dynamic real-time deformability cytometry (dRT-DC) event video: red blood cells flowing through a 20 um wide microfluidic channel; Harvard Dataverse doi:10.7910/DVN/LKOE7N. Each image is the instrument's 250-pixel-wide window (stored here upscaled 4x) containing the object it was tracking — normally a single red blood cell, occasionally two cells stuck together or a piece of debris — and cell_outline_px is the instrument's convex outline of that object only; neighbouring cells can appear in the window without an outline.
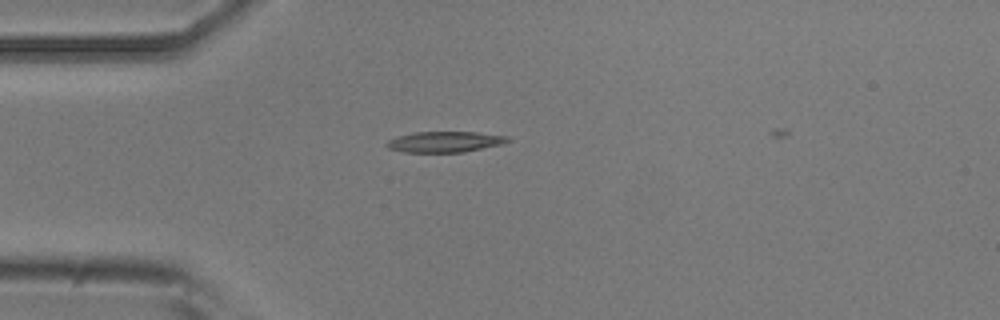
{"species": "common noctule bat (a hibernating species)", "species_latin": "Nyctalus noctula", "temperature_condition": "room temperature", "stored_images_in_passage": 38, "camera_frame_rate_fps": 3000, "um_per_image_px": 0.085, "animal": {"sex": "male", "body_mass_g": 20.5, "forearm_length_mm": 52.5}, "frame": {"image": 1, "passage_image": 1, "time_ms": 0.0, "image_size_px": [1000, 320], "cell_outline_px": [[512, 140], [504, 144], [464, 152], [404, 152], [388, 148], [384, 144], [388, 140], [396, 136], [416, 132], [476, 132], [508, 136]], "centroid_in_image_um": [37.83, 12.05], "position_along_channel_um": 47.2, "area_um2": 14.8}}
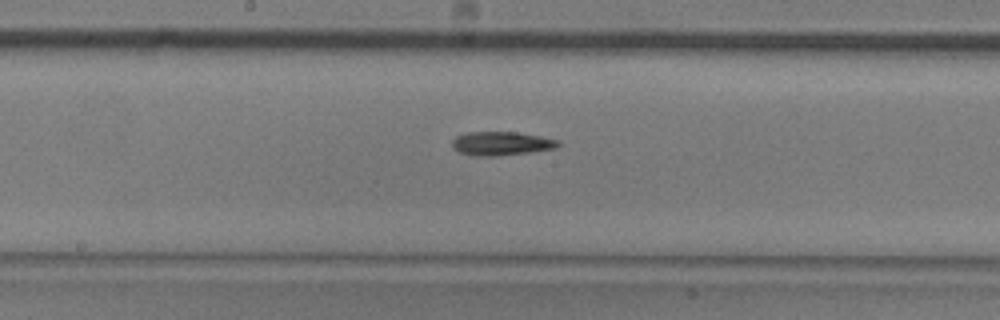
{"frame": {"image": 2, "passage_image": 14, "time_ms": 4.333, "image_size_px": [1000, 320], "cell_outline_px": [[560, 144], [556, 148], [532, 152], [496, 156], [476, 156], [460, 152], [452, 148], [452, 140], [456, 136], [468, 132], [516, 132], [540, 136], [560, 140]], "centroid_in_image_um": [42.62, 12.2], "position_along_channel_um": 205.6, "area_um2": 14.74}}
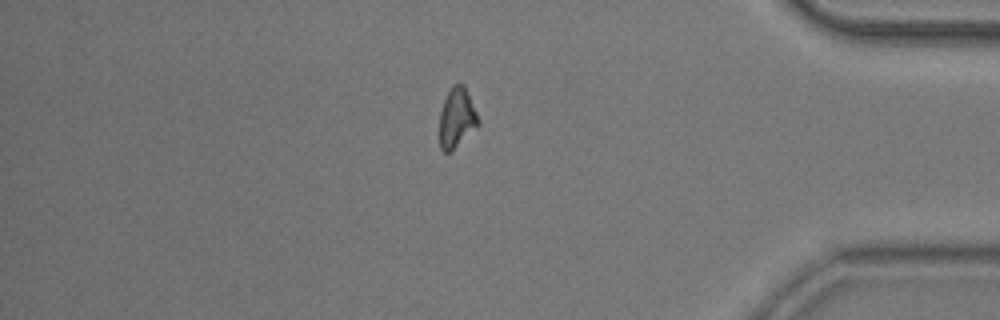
{"frame": {"image": 3, "passage_image": 31, "time_ms": 10.0, "image_size_px": [1000, 320], "cell_outline_px": [[480, 124], [448, 152], [444, 152], [440, 148], [440, 112], [444, 100], [452, 84], [464, 84], [480, 120]], "centroid_in_image_um": [38.83, 9.98], "position_along_channel_um": 396.4, "area_um2": 13.18}, "authors_computed_cell_mechanics": {"area_um2": 14.0165, "velocity_mm_per_s": 3.9318, "shape_relaxation_time_tau1_ms": 4.6379, "shape_relaxation_time_tau2_ms": null, "deformation_change_tau1": 0.1479, "deformation_change_tau2": null}}